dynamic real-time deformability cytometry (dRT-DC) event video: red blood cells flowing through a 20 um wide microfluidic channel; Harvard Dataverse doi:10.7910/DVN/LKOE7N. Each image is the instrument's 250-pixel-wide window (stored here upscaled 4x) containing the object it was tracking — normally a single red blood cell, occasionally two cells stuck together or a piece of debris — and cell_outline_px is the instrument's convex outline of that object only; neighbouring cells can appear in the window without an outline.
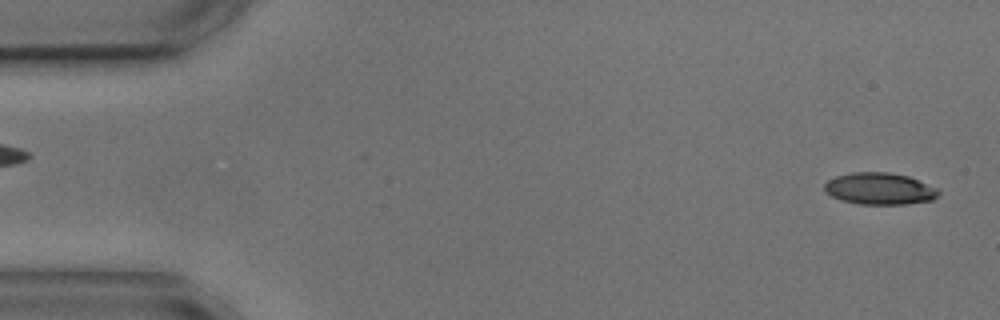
{"species": "common noctule bat (a hibernating species)", "species_latin": "Nyctalus noctula", "temperature_condition": "cold", "stored_images_in_passage": 3, "segment_of_instrument_passage": [2, 2], "camera_frame_rate_fps": 3000, "um_per_image_px": 0.085, "animal": {"sex": "male", "body_mass_g": 17.9, "forearm_length_mm": 54.2}, "frame": {"image": 1, "passage_image": 3, "time_ms": 2.667, "image_size_px": [1000, 320], "cell_outline_px": [[940, 196], [932, 200], [904, 204], [860, 204], [840, 200], [824, 192], [824, 184], [828, 180], [836, 176], [852, 172], [888, 172], [908, 176], [936, 188], [940, 192]], "centroid_in_image_um": [74.75, 16.04], "position_along_channel_um": 10.3, "area_um2": 21.15}}